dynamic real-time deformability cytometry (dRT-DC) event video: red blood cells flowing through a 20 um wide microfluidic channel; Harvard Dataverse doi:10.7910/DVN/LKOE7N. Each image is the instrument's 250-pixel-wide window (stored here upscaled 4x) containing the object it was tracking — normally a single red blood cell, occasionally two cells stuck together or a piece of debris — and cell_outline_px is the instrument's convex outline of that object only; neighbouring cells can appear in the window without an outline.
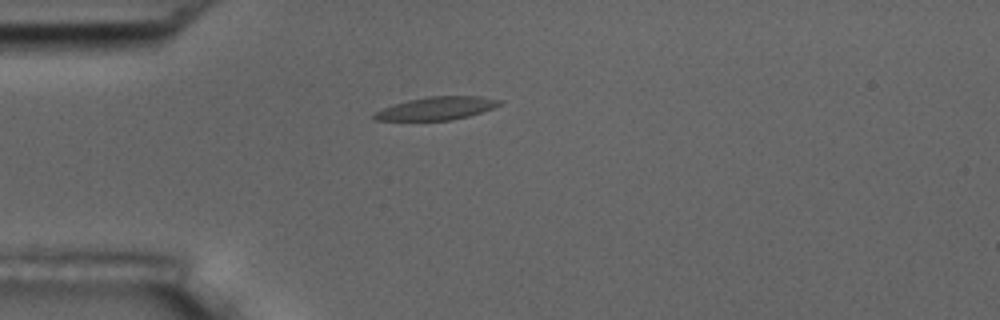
{"species": "common noctule bat (a hibernating species)", "species_latin": "Nyctalus noctula", "temperature_condition": "room temperature", "stored_images_in_passage": 2, "camera_frame_rate_fps": 3000, "um_per_image_px": 0.085, "animal": {"sex": "male", "body_mass_g": 17.5, "forearm_length_mm": 52.3}, "frame": {"image": 1, "passage_image": 1, "time_ms": 0.0, "image_size_px": [1000, 320], "cell_outline_px": [[504, 100], [500, 104], [492, 108], [468, 116], [452, 120], [372, 120], [372, 116], [376, 112], [384, 108], [408, 100], [428, 96], [480, 96]], "centroid_in_image_um": [37.13, 9.2], "position_along_channel_um": 47.9, "area_um2": 16.59}}